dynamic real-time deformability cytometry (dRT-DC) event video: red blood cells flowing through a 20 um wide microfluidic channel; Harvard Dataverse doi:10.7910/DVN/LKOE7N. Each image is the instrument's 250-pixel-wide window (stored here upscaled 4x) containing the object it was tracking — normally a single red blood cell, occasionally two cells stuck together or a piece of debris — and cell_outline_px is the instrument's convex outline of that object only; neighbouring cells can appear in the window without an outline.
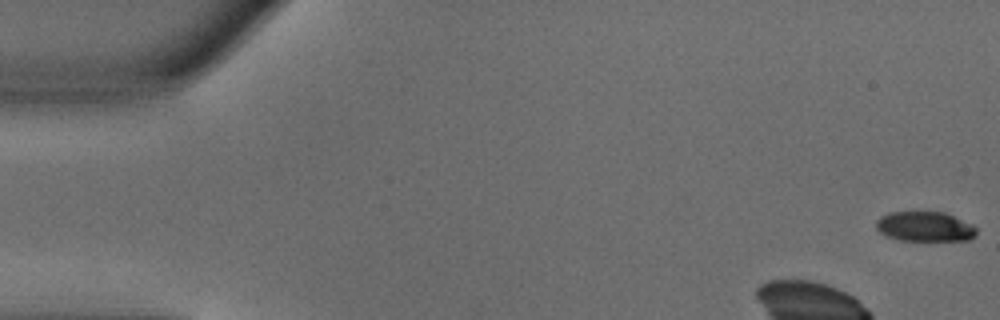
{"species": "common noctule bat (a hibernating species)", "species_latin": "Nyctalus noctula", "temperature_condition": "warm", "stored_images_in_passage": 4, "camera_frame_rate_fps": 3000, "um_per_image_px": 0.085, "animal": {"sex": "male", "body_mass_g": 18.8}, "frame": {"image": 1, "passage_image": 1, "time_ms": 0.0, "image_size_px": [1000, 320], "cell_outline_px": [[976, 236], [968, 240], [900, 240], [884, 236], [876, 228], [876, 220], [880, 216], [888, 212], [944, 212], [972, 224], [976, 228]], "centroid_in_image_um": [78.58, 19.26], "position_along_channel_um": 6.4, "area_um2": 17.51}}